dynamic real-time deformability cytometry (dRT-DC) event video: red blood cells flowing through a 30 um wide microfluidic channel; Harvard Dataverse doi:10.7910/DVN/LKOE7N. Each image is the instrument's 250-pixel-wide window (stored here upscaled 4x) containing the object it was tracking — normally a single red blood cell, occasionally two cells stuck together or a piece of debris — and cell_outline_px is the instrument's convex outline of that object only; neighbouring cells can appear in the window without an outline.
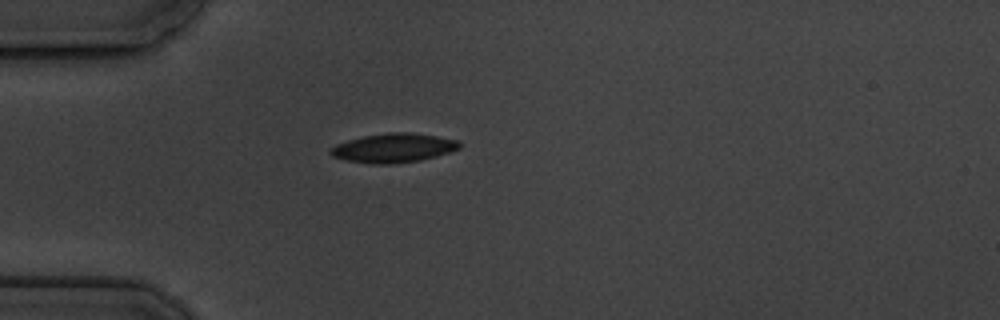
{"species": "common noctule bat (a hibernating species)", "species_latin": "Nyctalus noctula", "temperature_condition": "cold", "stored_images_in_passage": 2, "camera_frame_rate_fps": 3000, "um_per_image_px": 0.085, "animal": {"sex": "male", "body_mass_g": 19.5, "forearm_length_mm": 54.6}, "frame": {"image": 1, "passage_image": 1, "time_ms": 0.0, "image_size_px": [1000, 320], "cell_outline_px": [[460, 148], [436, 156], [420, 160], [388, 164], [372, 164], [344, 160], [332, 156], [328, 152], [336, 144], [348, 140], [364, 136], [388, 132], [408, 132], [436, 136], [460, 140]], "centroid_in_image_um": [33.43, 12.57], "position_along_channel_um": 51.6, "area_um2": 21.79}}